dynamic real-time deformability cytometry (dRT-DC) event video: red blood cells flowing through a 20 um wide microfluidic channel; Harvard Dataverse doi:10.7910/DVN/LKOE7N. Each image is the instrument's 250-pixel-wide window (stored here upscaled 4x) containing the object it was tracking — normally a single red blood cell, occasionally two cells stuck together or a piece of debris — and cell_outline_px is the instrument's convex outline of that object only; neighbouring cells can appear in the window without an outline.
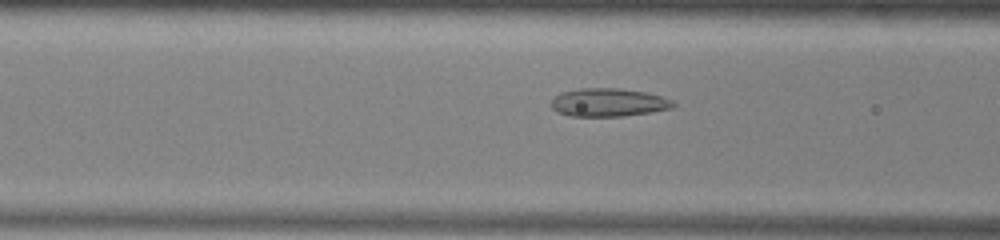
{"species": "common noctule bat (a hibernating species)", "species_latin": "Nyctalus noctula", "temperature_condition": "warm", "stored_images_in_passage": 51, "camera_frame_rate_fps": 3000, "um_per_image_px": 0.085, "animal": {"sex": "male", "body_mass_g": 13.0, "forearm_length_mm": 53.1}, "frame": {"image": 1, "passage_image": 19, "time_ms": 6.0, "image_size_px": [1000, 240], "cell_outline_px": [[676, 104], [672, 108], [624, 116], [572, 116], [556, 112], [552, 108], [552, 100], [560, 92], [580, 88], [620, 88], [648, 92], [672, 100]], "centroid_in_image_um": [51.71, 8.7], "position_along_channel_um": 114.9, "area_um2": 20.06}}
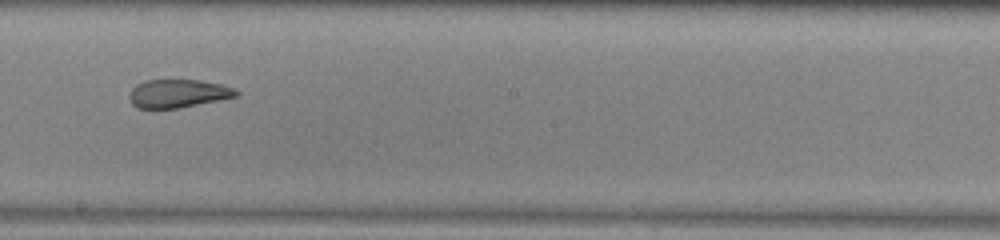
{"frame": {"image": 2, "passage_image": 28, "time_ms": 9.0, "image_size_px": [1000, 240], "cell_outline_px": [[240, 96], [180, 108], [136, 108], [128, 100], [128, 96], [132, 88], [136, 84], [144, 80], [200, 80], [220, 84], [236, 88], [240, 92]], "centroid_in_image_um": [15.15, 7.95], "position_along_channel_um": 233.1, "area_um2": 17.92}}
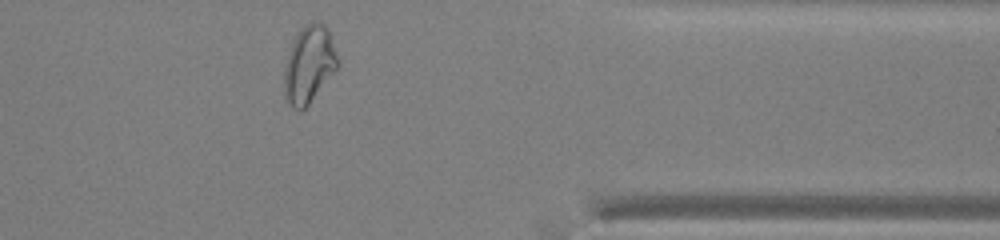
{"frame": {"image": 3, "passage_image": 41, "time_ms": 13.333, "image_size_px": [1000, 240], "cell_outline_px": [[340, 64], [308, 104], [300, 112], [292, 108], [284, 96], [284, 68], [292, 40], [300, 28], [304, 24], [312, 20], [320, 20], [328, 28]], "centroid_in_image_um": [26.25, 5.43], "position_along_channel_um": 385.1, "area_um2": 24.28}, "authors_computed_cell_mechanics": {"area_um2": 22.7732, "velocity_mm_per_s": 3.9427, "shape_relaxation_time_tau1_ms": null, "shape_relaxation_time_tau2_ms": 0.9841, "deformation_change_tau1": null, "deformation_change_tau2": 0.0779}}